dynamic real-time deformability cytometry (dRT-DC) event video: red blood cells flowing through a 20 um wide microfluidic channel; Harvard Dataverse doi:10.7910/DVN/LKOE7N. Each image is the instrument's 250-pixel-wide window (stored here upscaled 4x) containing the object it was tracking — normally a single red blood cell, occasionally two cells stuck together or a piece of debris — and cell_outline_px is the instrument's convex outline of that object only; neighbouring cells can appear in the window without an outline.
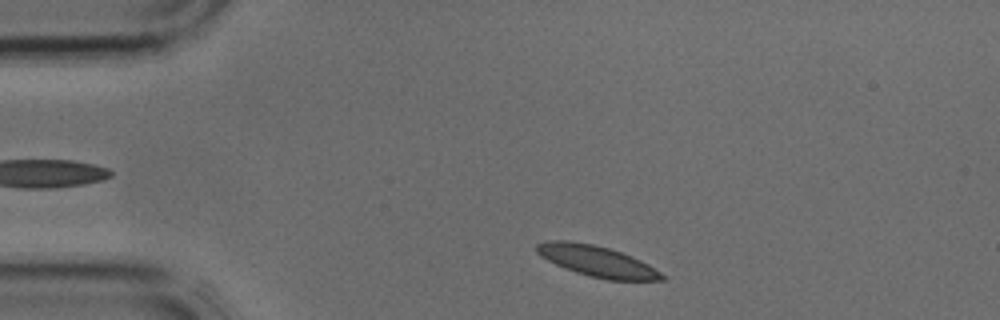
{"species": "common noctule bat (a hibernating species)", "species_latin": "Nyctalus noctula", "temperature_condition": "cold", "stored_images_in_passage": 3, "segment_of_instrument_passage": [2, 2], "camera_frame_rate_fps": 3000, "um_per_image_px": 0.085, "animal": {"sex": "male", "body_mass_g": 17.9, "forearm_length_mm": 54.2}, "frame": {"image": 1, "passage_image": 3, "time_ms": 0.667, "image_size_px": [1000, 320], "cell_outline_px": [[664, 280], [608, 280], [588, 276], [564, 268], [540, 256], [536, 252], [536, 244], [548, 240], [568, 240], [592, 244], [608, 248], [632, 256], [648, 264], [660, 272], [664, 276]], "centroid_in_image_um": [50.71, 22.19], "position_along_channel_um": 34.3, "area_um2": 22.43}}